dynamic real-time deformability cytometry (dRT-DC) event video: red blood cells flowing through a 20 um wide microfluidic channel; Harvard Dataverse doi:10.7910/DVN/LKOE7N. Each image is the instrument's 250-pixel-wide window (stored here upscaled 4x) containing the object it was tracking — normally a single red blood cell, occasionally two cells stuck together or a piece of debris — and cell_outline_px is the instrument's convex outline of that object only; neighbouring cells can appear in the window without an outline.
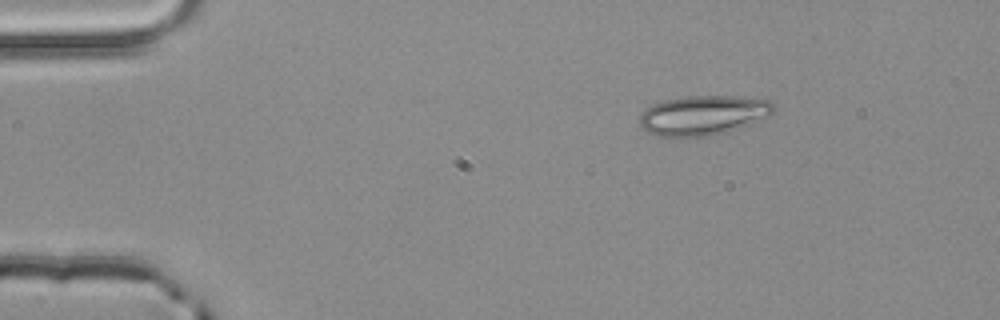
{"species": "common noctule bat (a hibernating species)", "species_latin": "Nyctalus noctula", "temperature_condition": "room temperature", "stored_images_in_passage": 3, "camera_frame_rate_fps": 3000, "um_per_image_px": 0.085, "animal": {"sex": "male", "body_mass_g": 20.4}, "frame": {"image": 1, "passage_image": 1, "time_ms": 0.0, "image_size_px": [1000, 320], "cell_outline_px": [[776, 108], [768, 116], [728, 132], [708, 136], [656, 136], [640, 128], [640, 112], [652, 104], [664, 100], [688, 96], [732, 96], [768, 100], [776, 104]], "centroid_in_image_um": [59.74, 9.79], "position_along_channel_um": 25.3, "area_um2": 30.92}}